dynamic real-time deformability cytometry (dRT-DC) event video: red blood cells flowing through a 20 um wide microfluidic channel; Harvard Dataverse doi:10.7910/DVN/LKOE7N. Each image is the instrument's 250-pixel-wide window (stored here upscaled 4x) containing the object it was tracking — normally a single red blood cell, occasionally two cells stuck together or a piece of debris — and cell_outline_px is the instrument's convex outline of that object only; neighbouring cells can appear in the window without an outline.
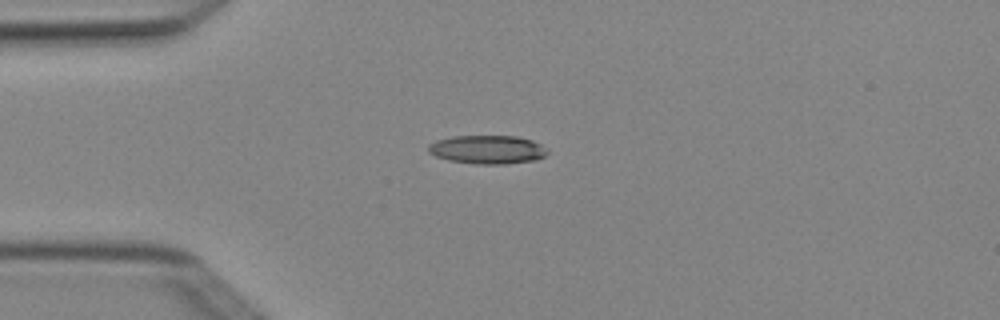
{"species": "Egyptian fruit bat (a non-hibernating species)", "species_latin": "Rousettus aegyptiacus", "temperature_condition": "cold", "stored_images_in_passage": 2, "camera_frame_rate_fps": 3000, "um_per_image_px": 0.085, "animal": {"sex": "female"}, "frame": {"image": 1, "passage_image": 1, "time_ms": 0.0, "image_size_px": [1000, 320], "cell_outline_px": [[548, 152], [544, 156], [536, 160], [504, 164], [476, 164], [448, 160], [436, 156], [428, 152], [428, 144], [436, 140], [452, 136], [516, 136], [532, 140], [540, 144]], "centroid_in_image_um": [41.4, 12.71], "position_along_channel_um": 43.6, "area_um2": 19.83}}
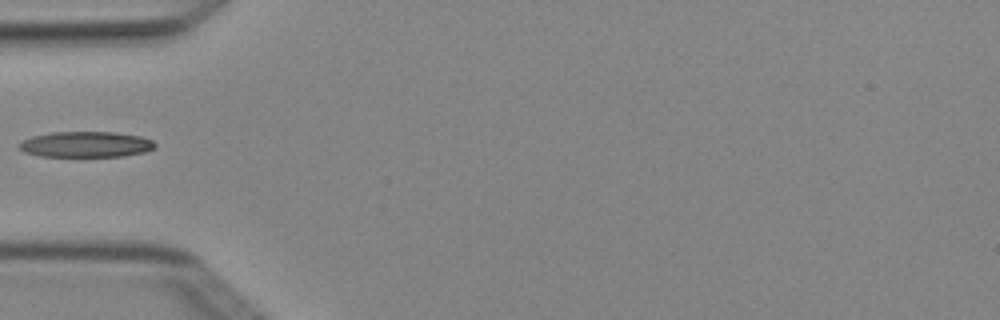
{"frame": {"image": 2, "passage_image": 2, "time_ms": 0.333, "image_size_px": [1000, 320], "cell_outline_px": [[156, 148], [144, 152], [124, 156], [40, 156], [24, 152], [16, 144], [32, 136], [52, 132], [116, 132], [140, 136], [152, 140], [156, 144]], "centroid_in_image_um": [7.31, 12.27], "position_along_channel_um": 77.7, "area_um2": 20.4}}